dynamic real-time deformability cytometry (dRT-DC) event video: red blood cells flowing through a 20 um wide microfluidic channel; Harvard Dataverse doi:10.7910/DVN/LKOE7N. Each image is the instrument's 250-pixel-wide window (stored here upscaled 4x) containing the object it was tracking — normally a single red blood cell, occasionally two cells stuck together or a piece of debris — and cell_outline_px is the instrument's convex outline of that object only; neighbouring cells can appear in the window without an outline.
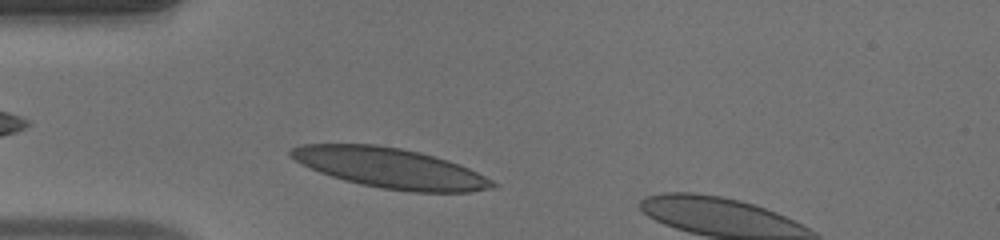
{"species": "human", "species_latin": "Homo sapiens", "temperature_condition": "warm", "stored_images_in_passage": 32, "camera_frame_rate_fps": 3000, "um_per_image_px": 0.085, "donor": {"sex": "male"}, "frame": {"image": 1, "passage_image": 1, "time_ms": 0.0, "image_size_px": [1000, 240], "cell_outline_px": [[496, 184], [484, 188], [468, 192], [412, 192], [380, 188], [360, 184], [344, 180], [320, 172], [296, 160], [288, 152], [292, 148], [304, 144], [372, 144], [400, 148], [432, 156], [468, 168], [476, 172]], "centroid_in_image_um": [33.09, 14.28], "position_along_channel_um": 51.9, "area_um2": 45.84}}
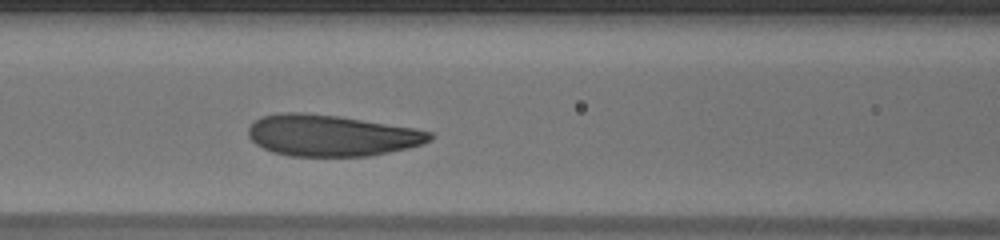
{"frame": {"image": 2, "passage_image": 8, "time_ms": 2.333, "image_size_px": [1000, 240], "cell_outline_px": [[432, 136], [428, 140], [420, 144], [388, 152], [368, 156], [292, 156], [272, 152], [256, 144], [252, 140], [248, 132], [248, 128], [256, 120], [264, 116], [288, 112], [300, 112], [336, 116], [412, 128], [432, 132]], "centroid_in_image_um": [28.11, 11.52], "position_along_channel_um": 138.5, "area_um2": 42.83}}
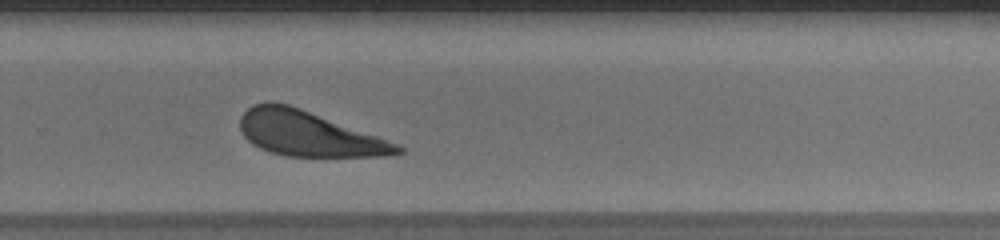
{"frame": {"image": 3, "passage_image": 20, "time_ms": 6.333, "image_size_px": [1000, 240], "cell_outline_px": [[404, 152], [384, 156], [284, 156], [260, 148], [248, 140], [244, 136], [240, 128], [240, 116], [252, 104], [288, 104], [300, 108], [376, 136], [404, 148]], "centroid_in_image_um": [26.19, 11.38], "position_along_channel_um": 303.6, "area_um2": 40.11}, "authors_computed_cell_mechanics": {"area_um2": 43.5523, "velocity_mm_per_s": 4.1515, "shape_relaxation_time_tau1_ms": 3.7609, "shape_relaxation_time_tau2_ms": null, "deformation_change_tau1": 0.2031, "deformation_change_tau2": null}}